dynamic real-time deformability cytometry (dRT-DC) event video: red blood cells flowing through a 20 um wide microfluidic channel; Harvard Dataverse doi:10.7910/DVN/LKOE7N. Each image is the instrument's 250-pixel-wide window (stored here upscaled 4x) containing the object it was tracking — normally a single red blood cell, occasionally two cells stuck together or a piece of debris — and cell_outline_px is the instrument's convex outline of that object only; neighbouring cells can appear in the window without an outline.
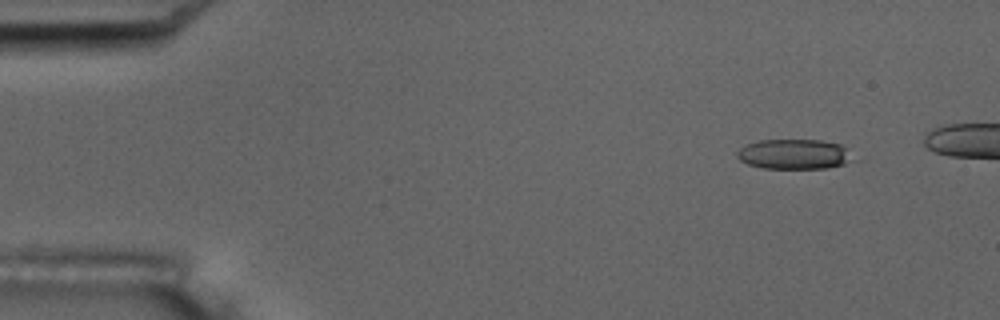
{"species": "common noctule bat (a hibernating species)", "species_latin": "Nyctalus noctula", "temperature_condition": "room temperature", "stored_images_in_passage": 5, "camera_frame_rate_fps": 3000, "um_per_image_px": 0.085, "animal": {"sex": "male", "body_mass_g": 17.5, "forearm_length_mm": 52.3}, "frame": {"image": 1, "passage_image": 1, "time_ms": 0.0, "image_size_px": [1000, 320], "cell_outline_px": [[864, 160], [828, 168], [764, 168], [748, 164], [740, 160], [736, 156], [736, 152], [744, 144], [760, 140], [820, 140], [840, 144]], "centroid_in_image_um": [67.64, 13.11], "position_along_channel_um": 17.4, "area_um2": 20.92}}